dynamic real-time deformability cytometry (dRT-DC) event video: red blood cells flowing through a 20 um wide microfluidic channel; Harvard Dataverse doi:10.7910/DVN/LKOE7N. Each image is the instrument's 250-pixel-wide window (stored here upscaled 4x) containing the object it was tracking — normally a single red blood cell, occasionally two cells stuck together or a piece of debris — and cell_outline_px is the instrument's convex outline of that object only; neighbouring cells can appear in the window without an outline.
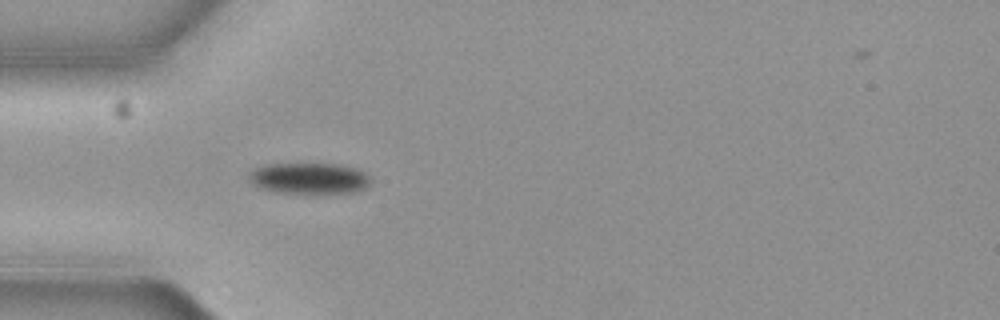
{"species": "common noctule bat (a hibernating species)", "species_latin": "Nyctalus noctula", "temperature_condition": "cold", "stored_images_in_passage": 5, "camera_frame_rate_fps": 3000, "um_per_image_px": 0.085, "animal": {"sex": "female", "body_mass_g": 19.3, "forearm_length_mm": 54.1}, "frame": {"image": 1, "passage_image": 5, "time_ms": 1.333, "image_size_px": [1000, 320], "cell_outline_px": [[372, 180], [364, 188], [356, 192], [276, 192], [260, 188], [252, 184], [248, 180], [248, 176], [256, 168], [268, 164], [336, 164], [356, 168], [372, 176]], "centroid_in_image_um": [26.3, 15.15], "position_along_channel_um": 58.7, "area_um2": 21.79}}